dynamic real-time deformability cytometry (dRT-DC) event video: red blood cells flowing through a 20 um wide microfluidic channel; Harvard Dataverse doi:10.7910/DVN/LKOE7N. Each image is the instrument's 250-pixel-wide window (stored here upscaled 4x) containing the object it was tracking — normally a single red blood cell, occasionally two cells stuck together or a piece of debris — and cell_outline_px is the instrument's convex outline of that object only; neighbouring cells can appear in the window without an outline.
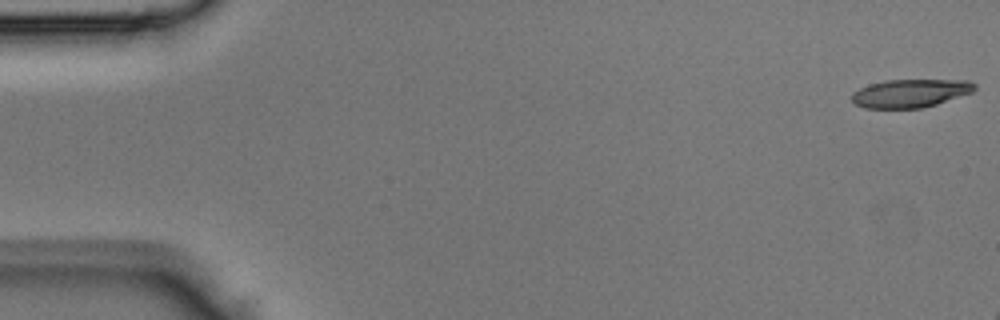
{"species": "Egyptian fruit bat (a non-hibernating species)", "species_latin": "Rousettus aegyptiacus", "temperature_condition": "room temperature", "stored_images_in_passage": 8, "camera_frame_rate_fps": 3000, "um_per_image_px": 0.085, "animal": {"sex": "male"}, "frame": {"image": 1, "passage_image": 1, "time_ms": 0.0, "image_size_px": [1000, 320], "cell_outline_px": [[976, 88], [972, 92], [924, 108], [864, 108], [856, 104], [852, 100], [852, 92], [868, 84], [884, 80], [968, 80], [976, 84]], "centroid_in_image_um": [77.37, 7.92], "position_along_channel_um": 7.6, "area_um2": 20.23}}